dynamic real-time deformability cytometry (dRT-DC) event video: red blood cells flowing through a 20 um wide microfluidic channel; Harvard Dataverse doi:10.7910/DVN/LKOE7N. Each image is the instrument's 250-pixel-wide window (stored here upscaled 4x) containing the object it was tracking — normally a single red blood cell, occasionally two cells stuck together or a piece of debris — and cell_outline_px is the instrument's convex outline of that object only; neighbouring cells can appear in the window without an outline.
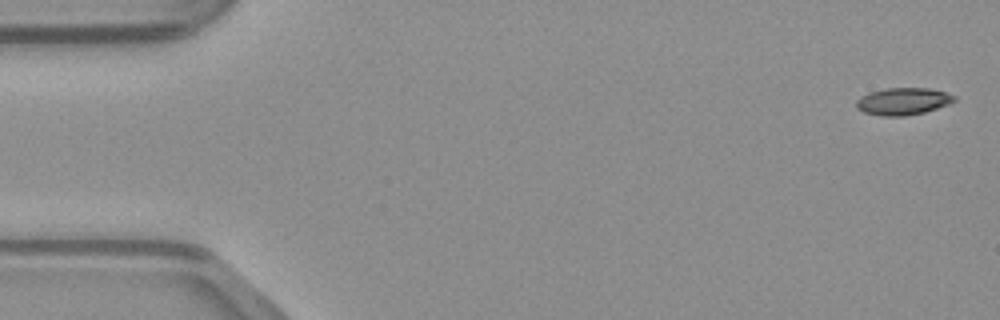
{"species": "common noctule bat (a hibernating species)", "species_latin": "Nyctalus noctula", "temperature_condition": "warm", "stored_images_in_passage": 48, "camera_frame_rate_fps": 3000, "um_per_image_px": 0.085, "animal": {"sex": "male", "body_mass_g": 23.1, "forearm_length_mm": 52.7}, "frame": {"image": 1, "passage_image": 1, "time_ms": 0.0, "image_size_px": [1000, 320], "cell_outline_px": [[956, 100], [948, 104], [924, 112], [904, 116], [880, 116], [864, 112], [856, 108], [856, 100], [860, 96], [868, 92], [888, 88], [928, 88], [944, 92], [956, 96]], "centroid_in_image_um": [76.72, 8.61], "position_along_channel_um": 8.3, "area_um2": 15.49}}
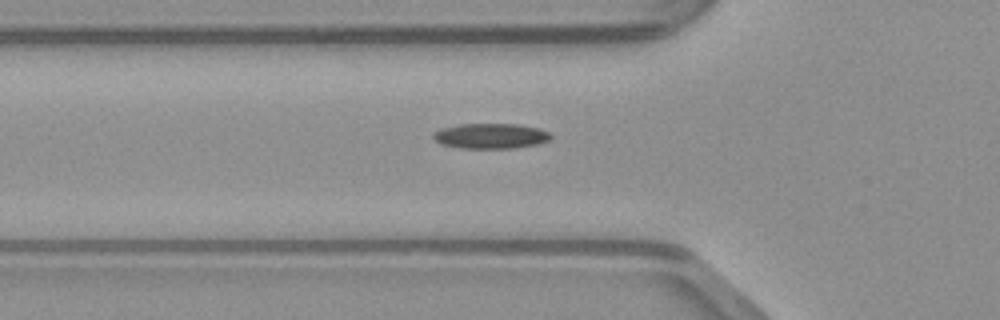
{"frame": {"image": 2, "passage_image": 16, "time_ms": 5.0, "image_size_px": [1000, 320], "cell_outline_px": [[552, 136], [548, 140], [536, 144], [516, 148], [460, 148], [440, 144], [432, 136], [436, 132], [444, 128], [460, 124], [520, 124], [540, 128], [548, 132]], "centroid_in_image_um": [41.74, 11.56], "position_along_channel_um": 84.1, "area_um2": 17.17}}
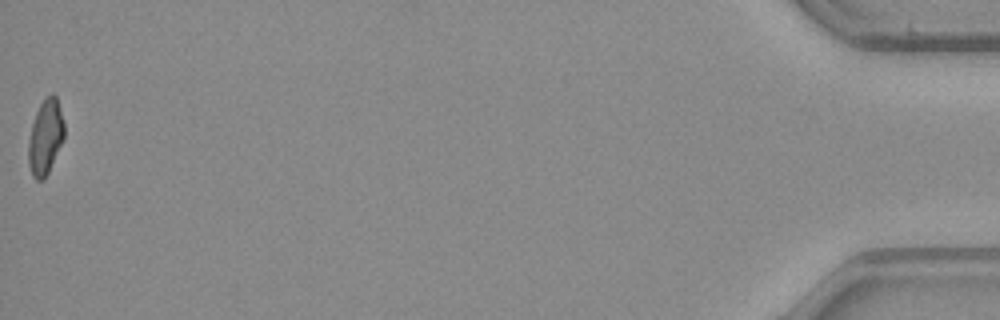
{"frame": {"image": 3, "passage_image": 48, "time_ms": 15.667, "image_size_px": [1000, 320], "cell_outline_px": [[64, 140], [44, 180], [36, 180], [32, 176], [28, 164], [28, 140], [32, 124], [36, 112], [44, 96], [52, 92], [56, 96], [64, 124]], "centroid_in_image_um": [3.85, 11.65], "position_along_channel_um": 431.3, "area_um2": 15.84}}